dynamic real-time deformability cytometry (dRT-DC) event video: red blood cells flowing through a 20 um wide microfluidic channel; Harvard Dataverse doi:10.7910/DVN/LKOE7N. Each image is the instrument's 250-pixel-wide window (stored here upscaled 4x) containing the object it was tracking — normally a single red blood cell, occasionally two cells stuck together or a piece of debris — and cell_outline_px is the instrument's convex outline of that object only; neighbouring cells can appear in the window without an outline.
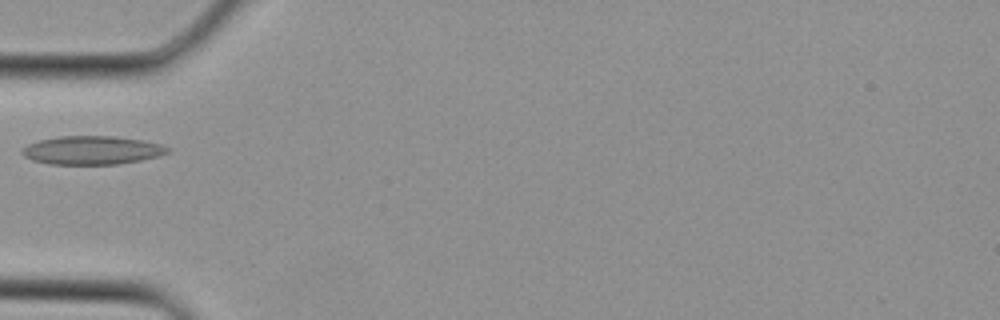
{"species": "Egyptian fruit bat (a non-hibernating species)", "species_latin": "Rousettus aegyptiacus", "temperature_condition": "cold", "stored_images_in_passage": 1, "camera_frame_rate_fps": 3000, "um_per_image_px": 0.085, "animal": {"sex": "female"}, "frame": {"image": 1, "passage_image": 1, "time_ms": 0.0, "image_size_px": [1000, 320], "cell_outline_px": [[172, 148], [168, 152], [160, 156], [120, 164], [48, 164], [32, 160], [24, 156], [20, 152], [20, 148], [28, 144], [40, 140], [60, 136], [116, 136], [144, 140], [160, 144]], "centroid_in_image_um": [7.82, 12.77], "position_along_channel_um": 77.2, "area_um2": 24.39}}